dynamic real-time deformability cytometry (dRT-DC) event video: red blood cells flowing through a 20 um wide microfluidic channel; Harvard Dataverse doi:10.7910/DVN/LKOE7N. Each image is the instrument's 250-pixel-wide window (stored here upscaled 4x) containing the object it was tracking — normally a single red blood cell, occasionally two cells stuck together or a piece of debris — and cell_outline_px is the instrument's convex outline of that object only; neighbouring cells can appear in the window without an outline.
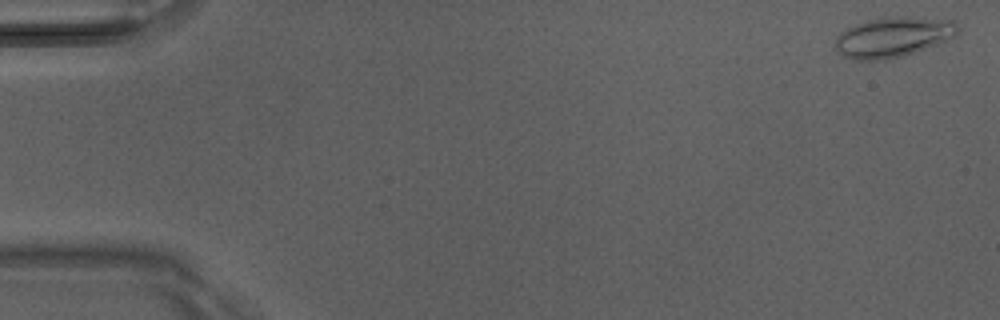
{"species": "Egyptian fruit bat (a non-hibernating species)", "species_latin": "Rousettus aegyptiacus", "temperature_condition": "room temperature", "stored_images_in_passage": 51, "camera_frame_rate_fps": 3000, "um_per_image_px": 0.085, "animal": {"sex": "male"}, "frame": {"image": 1, "passage_image": 2, "time_ms": 0.333, "image_size_px": [1000, 320], "cell_outline_px": [[960, 32], [956, 36], [936, 44], [904, 56], [880, 60], [852, 60], [844, 56], [836, 48], [836, 36], [840, 32], [856, 24], [868, 20], [888, 16], [908, 16], [956, 20], [960, 28]], "centroid_in_image_um": [75.96, 3.13], "position_along_channel_um": 9.0, "area_um2": 28.9}}
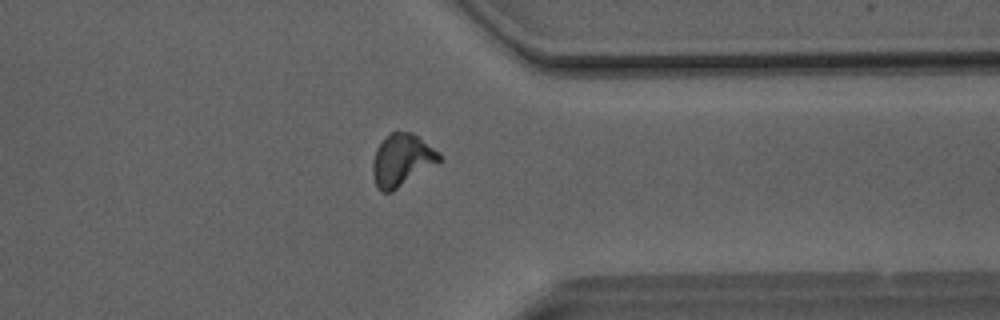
{"frame": {"image": 2, "passage_image": 40, "time_ms": 13.0, "image_size_px": [1000, 320], "cell_outline_px": [[440, 160], [392, 192], [380, 192], [372, 176], [372, 164], [376, 148], [392, 132], [412, 132], [440, 152]], "centroid_in_image_um": [34.12, 13.61], "position_along_channel_um": 377.3, "area_um2": 19.83}}
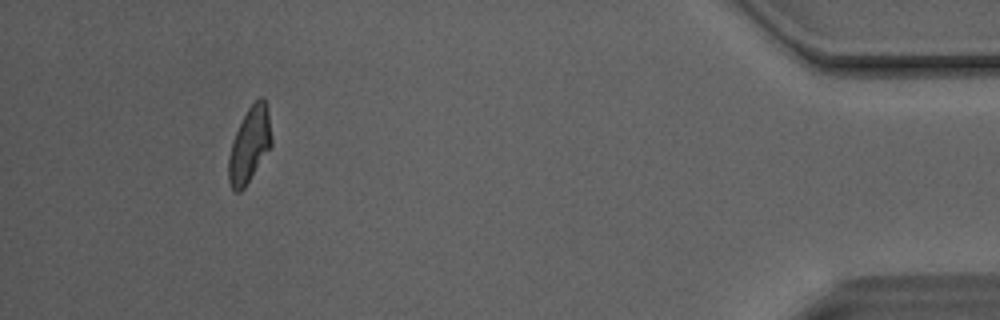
{"frame": {"image": 3, "passage_image": 47, "time_ms": 15.333, "image_size_px": [1000, 320], "cell_outline_px": [[272, 144], [244, 188], [240, 192], [236, 192], [232, 188], [228, 180], [228, 156], [232, 140], [248, 108], [260, 96], [264, 96], [268, 108], [272, 136]], "centroid_in_image_um": [21.21, 12.29], "position_along_channel_um": 414.0, "area_um2": 18.73}, "authors_computed_cell_mechanics": {"area_um2": 19.652, "velocity_mm_per_s": 4.1319, "shape_relaxation_time_tau1_ms": 9.8444, "shape_relaxation_time_tau2_ms": 2.1541, "deformation_change_tau1": 0.2628, "deformation_change_tau2": 0.0938}}